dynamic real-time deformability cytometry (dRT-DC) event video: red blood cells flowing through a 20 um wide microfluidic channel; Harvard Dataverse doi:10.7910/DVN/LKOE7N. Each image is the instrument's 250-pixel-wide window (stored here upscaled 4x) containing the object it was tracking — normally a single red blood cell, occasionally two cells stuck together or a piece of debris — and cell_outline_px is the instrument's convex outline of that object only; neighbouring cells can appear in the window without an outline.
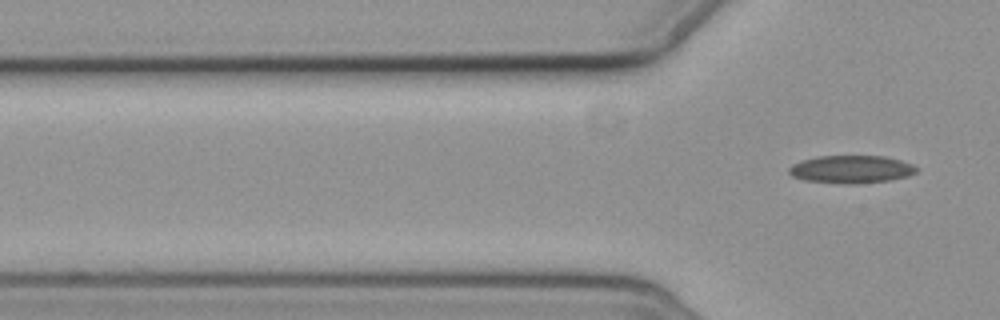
{"species": "common noctule bat (a hibernating species)", "species_latin": "Nyctalus noctula", "temperature_condition": "cold", "stored_images_in_passage": 7, "camera_frame_rate_fps": 3000, "um_per_image_px": 0.085, "animal": {"sex": "female", "body_mass_g": 19.3, "forearm_length_mm": 54.1}, "frame": {"image": 1, "passage_image": 7, "time_ms": 7.667, "image_size_px": [1000, 320], "cell_outline_px": [[920, 168], [916, 172], [908, 176], [888, 180], [856, 184], [844, 184], [804, 180], [792, 176], [788, 172], [788, 168], [792, 164], [816, 156], [884, 156], [900, 160], [912, 164]], "centroid_in_image_um": [72.36, 14.39], "position_along_channel_um": 53.4, "area_um2": 20.69}}